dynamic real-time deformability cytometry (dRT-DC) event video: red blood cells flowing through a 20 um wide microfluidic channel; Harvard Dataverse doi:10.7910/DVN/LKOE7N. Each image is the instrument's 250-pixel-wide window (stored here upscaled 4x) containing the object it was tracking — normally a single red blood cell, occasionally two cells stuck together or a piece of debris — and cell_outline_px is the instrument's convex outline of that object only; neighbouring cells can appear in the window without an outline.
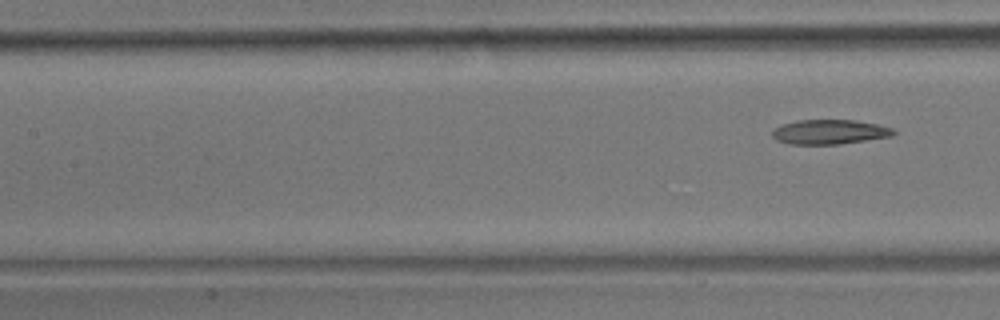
{"species": "common noctule bat (a hibernating species)", "species_latin": "Nyctalus noctula", "temperature_condition": "room temperature", "stored_images_in_passage": 8, "segment_of_instrument_passage": [2, 2], "camera_frame_rate_fps": 3000, "um_per_image_px": 0.085, "animal": {"sex": "male", "body_mass_g": 17.9}, "frame": {"image": 1, "passage_image": 8, "time_ms": 8.667, "image_size_px": [1000, 320], "cell_outline_px": [[896, 132], [892, 136], [840, 144], [788, 144], [776, 140], [772, 136], [772, 132], [776, 128], [784, 124], [796, 120], [856, 120], [876, 124], [892, 128]], "centroid_in_image_um": [70.51, 11.21], "position_along_channel_um": 136.9, "area_um2": 17.28}}